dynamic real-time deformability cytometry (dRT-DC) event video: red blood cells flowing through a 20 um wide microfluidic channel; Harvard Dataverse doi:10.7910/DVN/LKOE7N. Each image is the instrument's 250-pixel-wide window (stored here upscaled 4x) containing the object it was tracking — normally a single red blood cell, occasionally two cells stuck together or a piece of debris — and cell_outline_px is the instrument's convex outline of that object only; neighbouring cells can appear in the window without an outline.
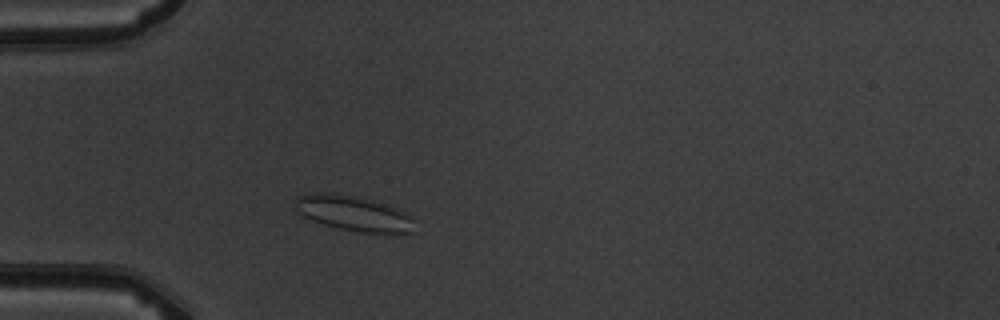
{"species": "common noctule bat (a hibernating species)", "species_latin": "Nyctalus noctula", "temperature_condition": "warm", "stored_images_in_passage": 3, "camera_frame_rate_fps": 3000, "um_per_image_px": 0.085, "animal": {"sex": "male", "body_mass_g": 19.5, "forearm_length_mm": 54.6}, "frame": {"image": 1, "passage_image": 3, "time_ms": 2.0, "image_size_px": [1000, 320], "cell_outline_px": [[416, 232], [360, 232], [340, 228], [324, 224], [312, 220], [304, 216], [296, 208], [296, 200], [300, 196], [320, 192], [332, 192], [356, 196], [372, 200], [396, 208], [412, 216], [416, 220]], "centroid_in_image_um": [30.12, 18.13], "position_along_channel_um": 54.9, "area_um2": 24.22}}